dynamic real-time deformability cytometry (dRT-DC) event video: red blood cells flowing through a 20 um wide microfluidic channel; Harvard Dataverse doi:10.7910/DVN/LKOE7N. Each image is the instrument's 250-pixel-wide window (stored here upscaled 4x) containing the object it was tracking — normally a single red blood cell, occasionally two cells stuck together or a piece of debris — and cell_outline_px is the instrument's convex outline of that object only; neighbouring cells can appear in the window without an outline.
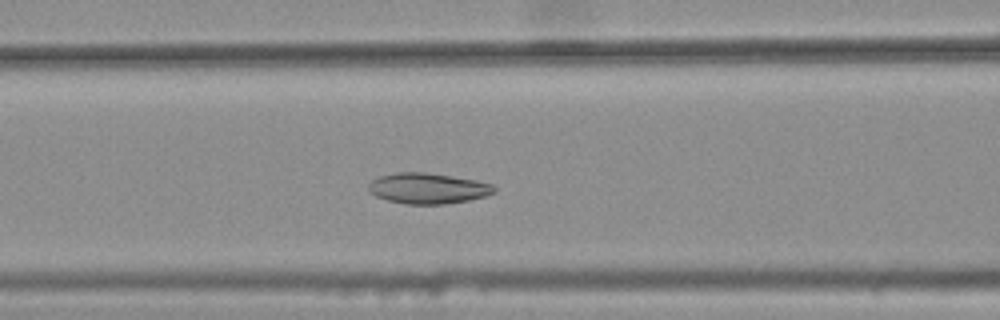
{"species": "common noctule bat (a hibernating species)", "species_latin": "Nyctalus noctula", "temperature_condition": "warm", "stored_images_in_passage": 42, "camera_frame_rate_fps": 3000, "um_per_image_px": 0.085, "animal": {"sex": "female", "body_mass_g": 25.1}, "frame": {"image": 1, "passage_image": 20, "time_ms": 6.333, "image_size_px": [1000, 320], "cell_outline_px": [[496, 192], [484, 196], [468, 200], [444, 204], [404, 204], [388, 200], [376, 196], [368, 192], [368, 184], [372, 180], [380, 176], [396, 172], [424, 172], [476, 180], [492, 184], [496, 188]], "centroid_in_image_um": [36.34, 16.01], "position_along_channel_um": 130.3, "area_um2": 22.43}}
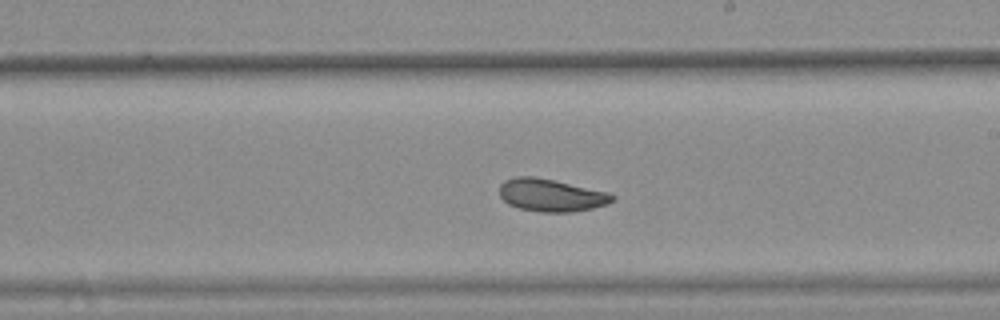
{"frame": {"image": 2, "passage_image": 29, "time_ms": 9.333, "image_size_px": [1000, 320], "cell_outline_px": [[616, 196], [608, 204], [592, 208], [572, 212], [540, 212], [520, 208], [508, 204], [500, 196], [500, 184], [504, 180], [516, 176], [532, 176], [556, 180], [608, 192]], "centroid_in_image_um": [46.84, 16.58], "position_along_channel_um": 242.2, "area_um2": 21.5}}
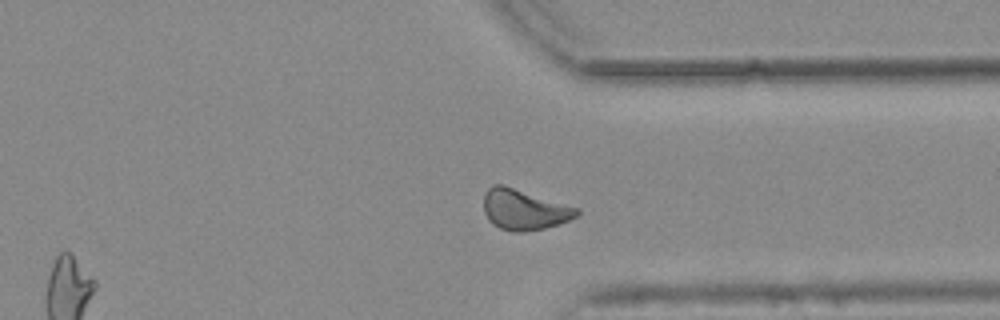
{"frame": {"image": 3, "passage_image": 39, "time_ms": 12.667, "image_size_px": [1000, 320], "cell_outline_px": [[580, 212], [576, 216], [568, 220], [544, 228], [524, 232], [512, 232], [500, 228], [492, 224], [488, 220], [484, 212], [484, 192], [492, 184], [504, 184], [580, 208]], "centroid_in_image_um": [44.52, 17.8], "position_along_channel_um": 366.9, "area_um2": 22.2}, "authors_computed_cell_mechanics": {"area_um2": 22.0796, "velocity_mm_per_s": 3.742, "shape_relaxation_time_tau1_ms": null, "shape_relaxation_time_tau2_ms": 4.1926, "deformation_change_tau1": null, "deformation_change_tau2": 0.0847}}